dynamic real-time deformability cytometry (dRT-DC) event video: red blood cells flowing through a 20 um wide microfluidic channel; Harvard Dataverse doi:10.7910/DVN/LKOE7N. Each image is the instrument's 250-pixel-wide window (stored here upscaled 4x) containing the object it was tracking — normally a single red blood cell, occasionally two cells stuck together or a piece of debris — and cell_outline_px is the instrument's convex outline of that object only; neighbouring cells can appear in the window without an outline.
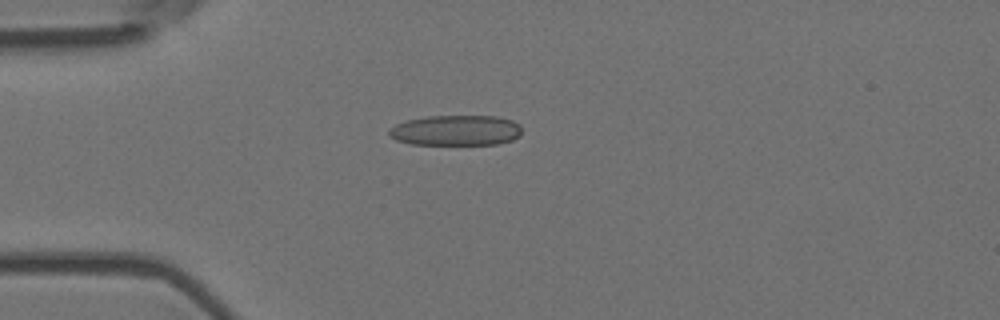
{"species": "Egyptian fruit bat (a non-hibernating species)", "species_latin": "Rousettus aegyptiacus", "temperature_condition": "room temperature", "stored_images_in_passage": 4, "camera_frame_rate_fps": 3000, "um_per_image_px": 0.085, "animal": {"sex": "female"}, "frame": {"image": 1, "passage_image": 4, "time_ms": 1.0, "image_size_px": [1000, 320], "cell_outline_px": [[520, 136], [512, 140], [496, 144], [412, 144], [396, 140], [388, 136], [388, 128], [396, 124], [408, 120], [428, 116], [496, 116], [512, 120], [520, 124]], "centroid_in_image_um": [38.74, 11.08], "position_along_channel_um": 46.3, "area_um2": 23.58}}